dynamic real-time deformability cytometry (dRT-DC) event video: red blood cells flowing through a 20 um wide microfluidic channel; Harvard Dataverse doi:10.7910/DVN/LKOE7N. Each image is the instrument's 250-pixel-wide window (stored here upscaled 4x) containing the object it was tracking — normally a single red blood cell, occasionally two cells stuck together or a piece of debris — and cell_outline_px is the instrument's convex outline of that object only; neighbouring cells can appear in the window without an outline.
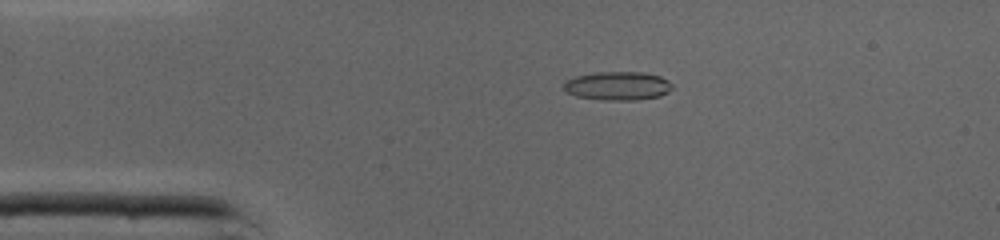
{"species": "common noctule bat (a hibernating species)", "species_latin": "Nyctalus noctula", "temperature_condition": "cold", "stored_images_in_passage": 45, "camera_frame_rate_fps": 3000, "um_per_image_px": 0.085, "animal": {"sex": "male", "body_mass_g": 19.0, "forearm_length_mm": 50.8}, "frame": {"image": 1, "passage_image": 9, "time_ms": 2.667, "image_size_px": [1000, 240], "cell_outline_px": [[672, 88], [668, 92], [660, 96], [636, 100], [600, 100], [576, 96], [568, 92], [564, 88], [564, 80], [576, 76], [596, 72], [644, 72], [660, 76], [668, 80], [672, 84]], "centroid_in_image_um": [52.51, 7.3], "position_along_channel_um": 32.5, "area_um2": 18.21}}
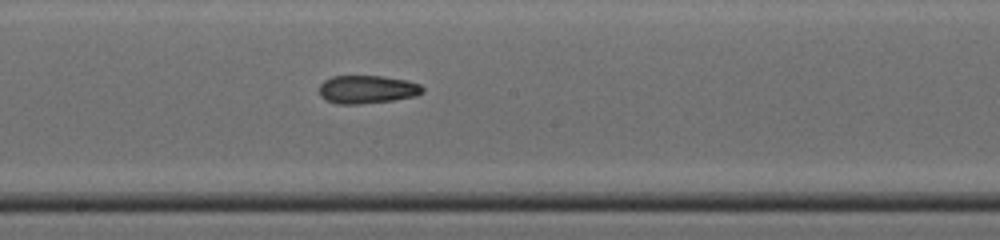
{"frame": {"image": 2, "passage_image": 24, "time_ms": 7.667, "image_size_px": [1000, 240], "cell_outline_px": [[424, 92], [416, 96], [392, 100], [360, 104], [336, 104], [324, 100], [320, 96], [320, 84], [324, 80], [332, 76], [384, 76], [408, 80], [420, 84], [424, 88]], "centroid_in_image_um": [31.21, 7.6], "position_along_channel_um": 217.0, "area_um2": 17.17}}
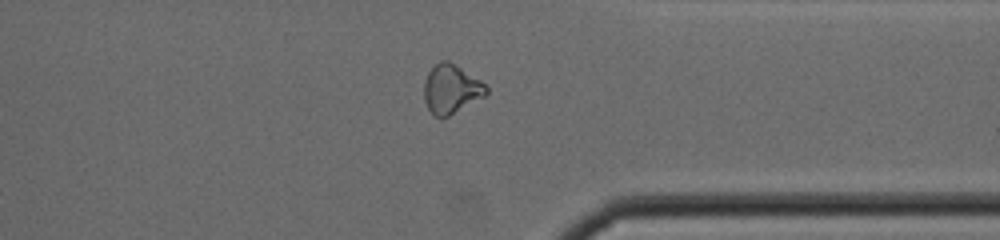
{"frame": {"image": 3, "passage_image": 35, "time_ms": 11.333, "image_size_px": [1000, 240], "cell_outline_px": [[488, 92], [484, 96], [448, 116], [436, 116], [428, 108], [424, 100], [424, 80], [428, 72], [440, 60], [448, 60], [480, 80], [488, 88]], "centroid_in_image_um": [38.33, 7.55], "position_along_channel_um": 373.1, "area_um2": 17.4}, "authors_computed_cell_mechanics": {"area_um2": 17.2822, "velocity_mm_per_s": 4.3812, "shape_relaxation_time_tau1_ms": null, "shape_relaxation_time_tau2_ms": 2.0748, "deformation_change_tau1": null, "deformation_change_tau2": 0.1014}}